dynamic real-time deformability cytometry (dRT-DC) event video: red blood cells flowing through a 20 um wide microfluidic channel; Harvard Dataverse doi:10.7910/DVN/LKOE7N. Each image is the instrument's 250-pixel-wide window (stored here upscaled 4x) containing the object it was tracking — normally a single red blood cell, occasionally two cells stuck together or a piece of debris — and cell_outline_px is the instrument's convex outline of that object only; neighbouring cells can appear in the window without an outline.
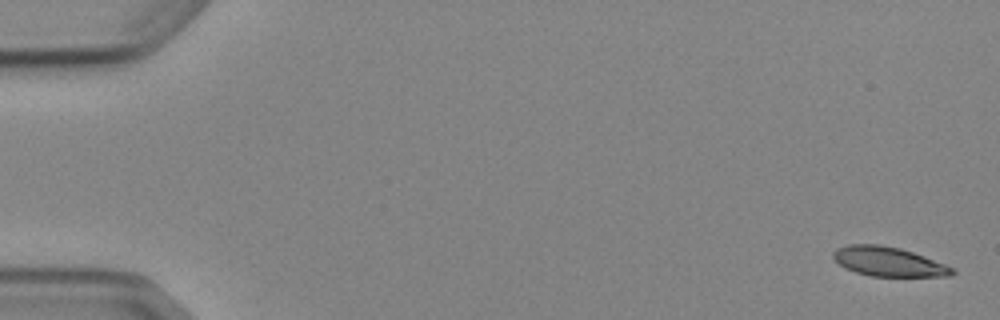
{"species": "Egyptian fruit bat (a non-hibernating species)", "species_latin": "Rousettus aegyptiacus", "temperature_condition": "cold", "stored_images_in_passage": 7, "camera_frame_rate_fps": 3000, "um_per_image_px": 0.085, "animal": {"sex": "female"}, "frame": {"image": 1, "passage_image": 1, "time_ms": 0.0, "image_size_px": [1000, 320], "cell_outline_px": [[956, 272], [952, 276], [872, 276], [856, 272], [844, 268], [832, 256], [832, 252], [836, 248], [848, 244], [880, 244], [900, 248], [924, 256], [956, 268]], "centroid_in_image_um": [75.53, 22.23], "position_along_channel_um": 9.5, "area_um2": 20.46}}
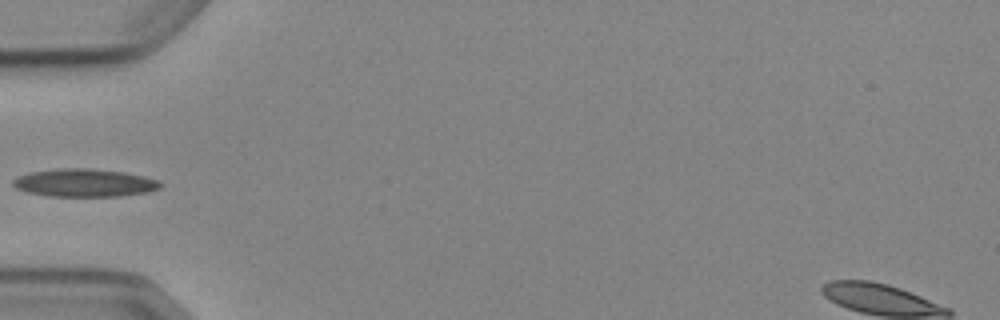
{"frame": {"image": 2, "passage_image": 5, "time_ms": 5.667, "image_size_px": [1000, 320], "cell_outline_px": [[164, 184], [160, 188], [148, 192], [120, 196], [48, 196], [28, 192], [16, 188], [12, 184], [12, 180], [20, 176], [32, 172], [56, 168], [88, 168], [124, 172], [144, 176], [160, 180]], "centroid_in_image_um": [7.23, 15.54], "position_along_channel_um": 77.8, "area_um2": 24.04}}
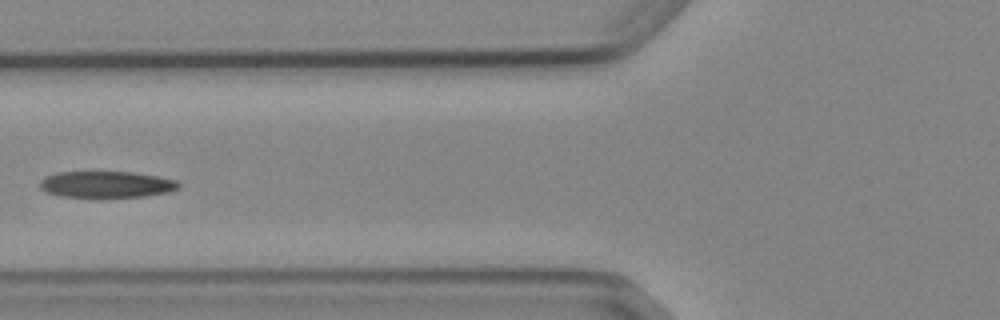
{"frame": {"image": 3, "passage_image": 6, "time_ms": 6.667, "image_size_px": [1000, 320], "cell_outline_px": [[180, 188], [168, 192], [144, 196], [60, 196], [48, 192], [40, 188], [40, 180], [44, 176], [56, 172], [132, 172], [156, 176], [176, 180], [180, 184]], "centroid_in_image_um": [9.04, 15.65], "position_along_channel_um": 116.8, "area_um2": 21.04}}